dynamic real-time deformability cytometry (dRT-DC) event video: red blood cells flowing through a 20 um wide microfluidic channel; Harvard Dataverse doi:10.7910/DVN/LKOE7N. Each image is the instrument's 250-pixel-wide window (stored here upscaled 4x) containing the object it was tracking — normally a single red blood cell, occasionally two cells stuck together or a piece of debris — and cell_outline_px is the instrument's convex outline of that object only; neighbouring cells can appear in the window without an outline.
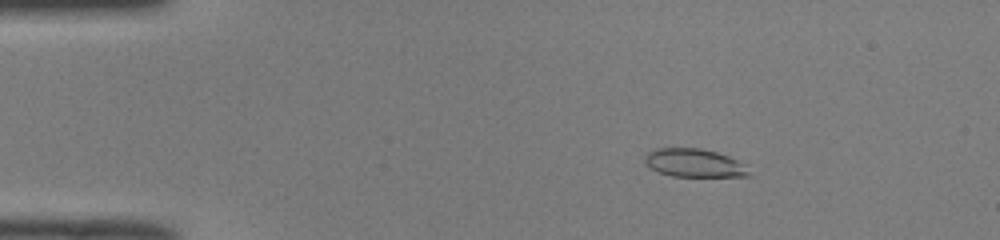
{"species": "common noctule bat (a hibernating species)", "species_latin": "Nyctalus noctula", "temperature_condition": "room temperature", "stored_images_in_passage": 18, "camera_frame_rate_fps": 3000, "um_per_image_px": 0.085, "animal": {"sex": "male", "body_mass_g": 19.0, "forearm_length_mm": 50.8}, "frame": {"image": 1, "passage_image": 5, "time_ms": 1.333, "image_size_px": [1000, 240], "cell_outline_px": [[752, 176], [672, 176], [660, 172], [644, 164], [644, 156], [648, 152], [656, 148], [700, 148], [716, 152], [728, 156], [748, 164]], "centroid_in_image_um": [59.06, 13.85], "position_along_channel_um": 25.9, "area_um2": 17.34}}
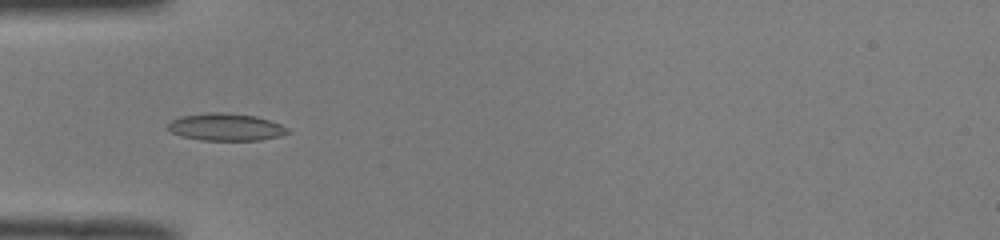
{"frame": {"image": 2, "passage_image": 13, "time_ms": 4.0, "image_size_px": [1000, 240], "cell_outline_px": [[292, 132], [280, 136], [260, 140], [200, 140], [180, 136], [164, 128], [172, 120], [180, 116], [208, 112], [220, 112], [256, 116], [280, 124], [288, 128]], "centroid_in_image_um": [19.17, 10.8], "position_along_channel_um": 65.8, "area_um2": 19.19}}
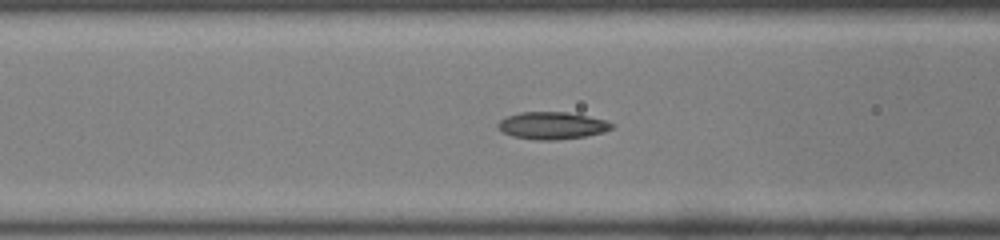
{"frame": {"image": 3, "passage_image": 17, "time_ms": 5.333, "image_size_px": [1000, 240], "cell_outline_px": [[616, 124], [612, 128], [604, 132], [584, 136], [556, 140], [536, 140], [512, 136], [500, 132], [496, 124], [500, 120], [508, 116], [520, 112], [568, 112], [588, 116], [604, 120]], "centroid_in_image_um": [46.9, 10.67], "position_along_channel_um": 119.7, "area_um2": 18.15}}